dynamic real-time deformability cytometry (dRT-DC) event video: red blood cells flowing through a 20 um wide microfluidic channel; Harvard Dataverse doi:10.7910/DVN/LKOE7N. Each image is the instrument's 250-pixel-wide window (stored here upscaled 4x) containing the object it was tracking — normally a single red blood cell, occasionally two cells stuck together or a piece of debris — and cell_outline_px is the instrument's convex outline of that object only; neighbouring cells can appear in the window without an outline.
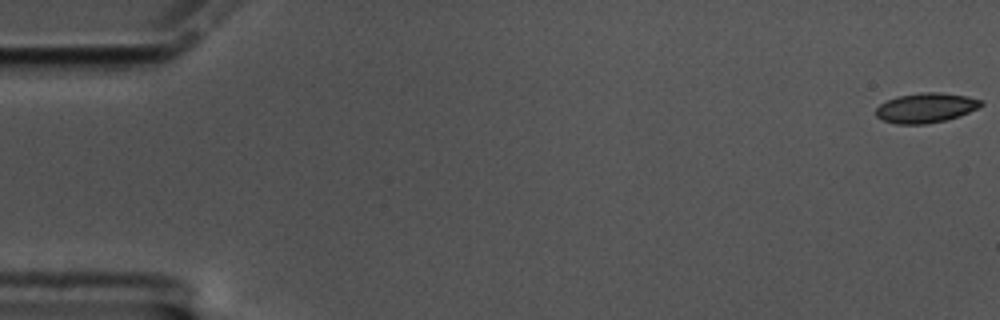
{"species": "common noctule bat (a hibernating species)", "species_latin": "Nyctalus noctula", "temperature_condition": "cold", "stored_images_in_passage": 17, "camera_frame_rate_fps": 3000, "um_per_image_px": 0.085, "animal": {"sex": "male", "body_mass_g": 17.5, "forearm_length_mm": 52.3}, "frame": {"image": 1, "passage_image": 1, "time_ms": 0.0, "image_size_px": [1000, 320], "cell_outline_px": [[984, 104], [960, 116], [928, 124], [896, 124], [884, 120], [876, 116], [876, 108], [880, 104], [896, 96], [920, 92], [940, 92], [968, 96], [984, 100]], "centroid_in_image_um": [78.71, 9.15], "position_along_channel_um": 6.3, "area_um2": 18.32}}
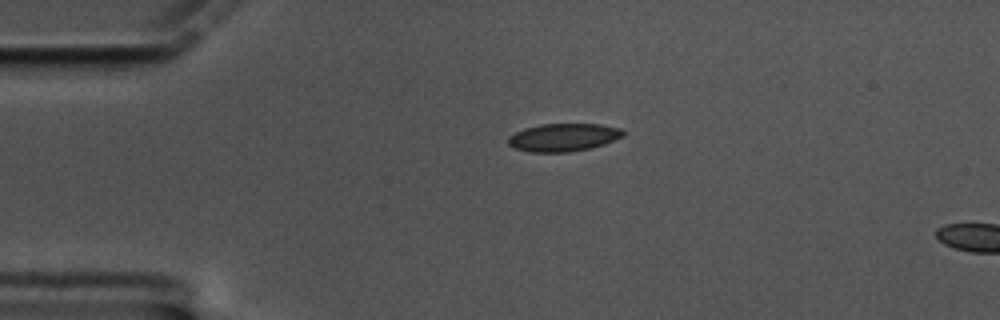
{"frame": {"image": 2, "passage_image": 14, "time_ms": 4.333, "image_size_px": [1000, 320], "cell_outline_px": [[624, 136], [604, 144], [588, 148], [568, 152], [532, 152], [516, 148], [508, 144], [508, 136], [524, 128], [540, 124], [604, 124], [620, 128], [624, 132]], "centroid_in_image_um": [47.9, 11.66], "position_along_channel_um": 37.1, "area_um2": 18.61}}